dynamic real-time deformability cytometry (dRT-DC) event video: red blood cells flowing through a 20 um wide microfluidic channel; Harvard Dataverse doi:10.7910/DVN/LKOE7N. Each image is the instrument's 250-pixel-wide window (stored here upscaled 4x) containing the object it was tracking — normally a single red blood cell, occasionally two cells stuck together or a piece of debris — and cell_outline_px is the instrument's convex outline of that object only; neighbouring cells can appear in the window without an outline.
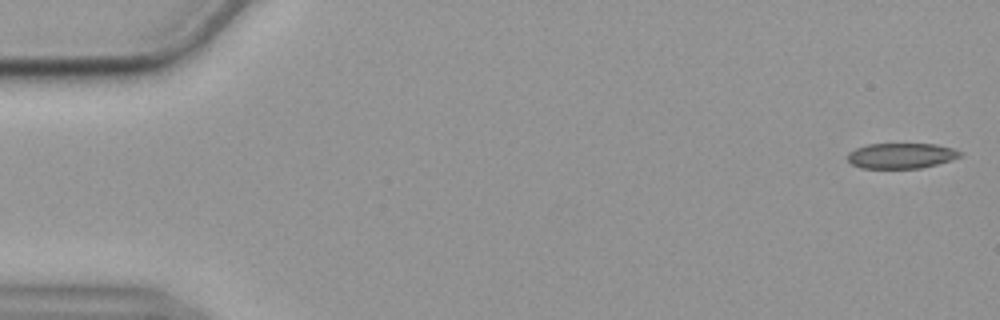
{"species": "common noctule bat (a hibernating species)", "species_latin": "Nyctalus noctula", "temperature_condition": "cold", "stored_images_in_passage": 55, "camera_frame_rate_fps": 3000, "um_per_image_px": 0.085, "animal": {"sex": "female", "body_mass_g": 19.9}, "frame": {"image": 1, "passage_image": 1, "time_ms": 0.0, "image_size_px": [1000, 320], "cell_outline_px": [[964, 156], [952, 160], [920, 168], [860, 168], [852, 164], [848, 160], [848, 152], [856, 148], [868, 144], [936, 144], [952, 148], [964, 152]], "centroid_in_image_um": [76.64, 13.23], "position_along_channel_um": 8.4, "area_um2": 16.76}}
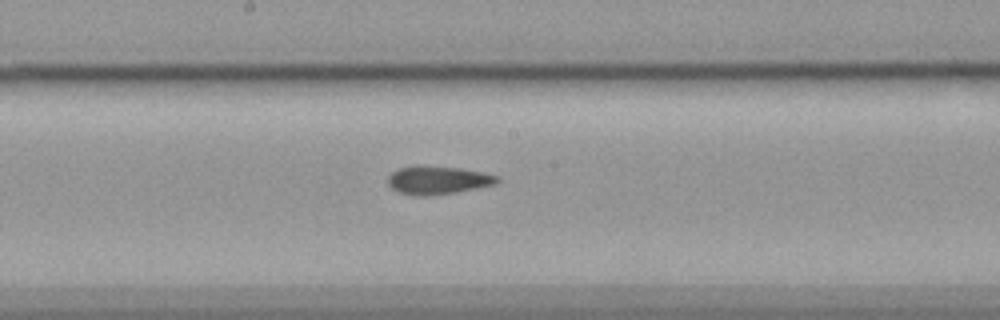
{"frame": {"image": 2, "passage_image": 29, "time_ms": 9.333, "image_size_px": [1000, 320], "cell_outline_px": [[500, 180], [496, 184], [456, 192], [428, 196], [416, 196], [400, 192], [392, 188], [388, 184], [388, 176], [392, 172], [400, 168], [416, 164], [420, 164], [460, 168], [500, 176]], "centroid_in_image_um": [37.2, 15.29], "position_along_channel_um": 211.0, "area_um2": 18.15}}
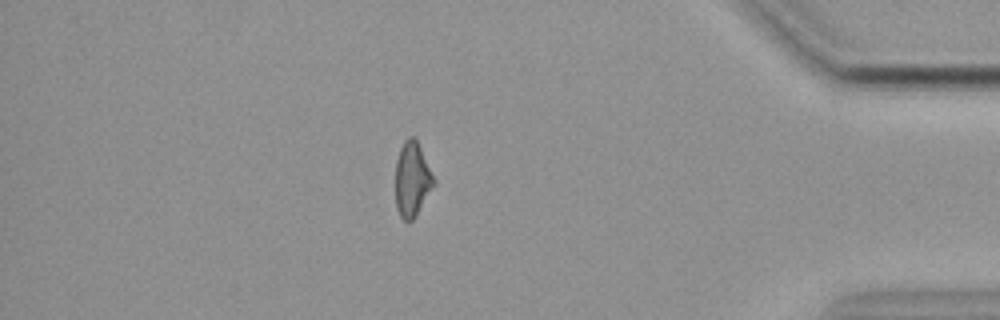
{"frame": {"image": 3, "passage_image": 48, "time_ms": 15.667, "image_size_px": [1000, 320], "cell_outline_px": [[436, 184], [416, 216], [408, 224], [400, 216], [396, 208], [396, 160], [400, 148], [404, 140], [408, 136], [416, 136], [436, 180]], "centroid_in_image_um": [35.06, 15.23], "position_along_channel_um": 400.1, "area_um2": 17.17}, "authors_computed_cell_mechanics": {"area_um2": 17.7446, "velocity_mm_per_s": 3.586, "shape_relaxation_time_tau1_ms": 9.4167, "shape_relaxation_time_tau2_ms": 4.0733, "deformation_change_tau1": 0.1516, "deformation_change_tau2": 0.0957}}